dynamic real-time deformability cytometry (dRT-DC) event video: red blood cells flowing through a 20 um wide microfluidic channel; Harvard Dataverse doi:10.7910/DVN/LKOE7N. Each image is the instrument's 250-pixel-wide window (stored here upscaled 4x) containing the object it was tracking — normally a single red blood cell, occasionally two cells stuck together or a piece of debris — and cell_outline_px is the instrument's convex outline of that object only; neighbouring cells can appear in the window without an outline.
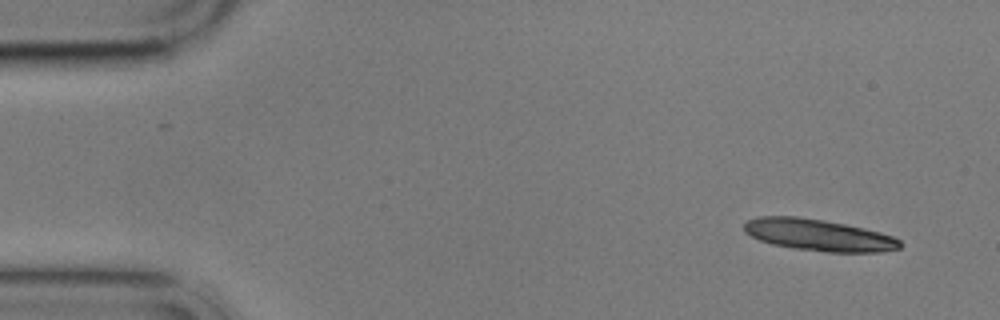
{"species": "common noctule bat (a hibernating species)", "species_latin": "Nyctalus noctula", "temperature_condition": "cold", "stored_images_in_passage": 3, "camera_frame_rate_fps": 3000, "um_per_image_px": 0.085, "animal": {"sex": "male", "body_mass_g": 17.9}, "frame": {"image": 1, "passage_image": 3, "time_ms": 2.333, "image_size_px": [1000, 320], "cell_outline_px": [[900, 248], [880, 252], [824, 252], [792, 248], [772, 244], [760, 240], [744, 232], [744, 224], [748, 220], [756, 216], [796, 216], [824, 220], [864, 228], [880, 232], [892, 236], [900, 240]], "centroid_in_image_um": [69.56, 19.97], "position_along_channel_um": 15.4, "area_um2": 28.78}}